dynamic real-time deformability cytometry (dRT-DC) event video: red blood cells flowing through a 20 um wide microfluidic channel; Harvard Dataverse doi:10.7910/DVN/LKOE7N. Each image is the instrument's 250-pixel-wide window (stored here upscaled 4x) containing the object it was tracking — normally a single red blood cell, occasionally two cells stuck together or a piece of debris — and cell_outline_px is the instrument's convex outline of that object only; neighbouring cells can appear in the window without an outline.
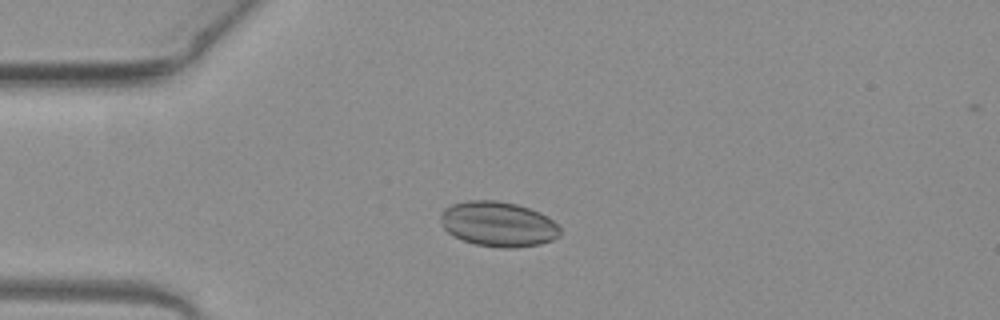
{"species": "common noctule bat (a hibernating species)", "species_latin": "Nyctalus noctula", "temperature_condition": "warm", "stored_images_in_passage": 50, "camera_frame_rate_fps": 3000, "um_per_image_px": 0.085, "animal": {"sex": "female", "body_mass_g": 19.3, "forearm_length_mm": 54.1}, "frame": {"image": 1, "passage_image": 12, "time_ms": 3.667, "image_size_px": [1000, 320], "cell_outline_px": [[560, 236], [552, 240], [540, 244], [516, 248], [500, 248], [476, 244], [452, 236], [444, 228], [440, 216], [440, 212], [444, 208], [452, 204], [468, 200], [496, 200], [516, 204], [540, 212], [548, 216], [560, 228]], "centroid_in_image_um": [42.35, 19.05], "position_along_channel_um": 42.7, "area_um2": 31.5}}
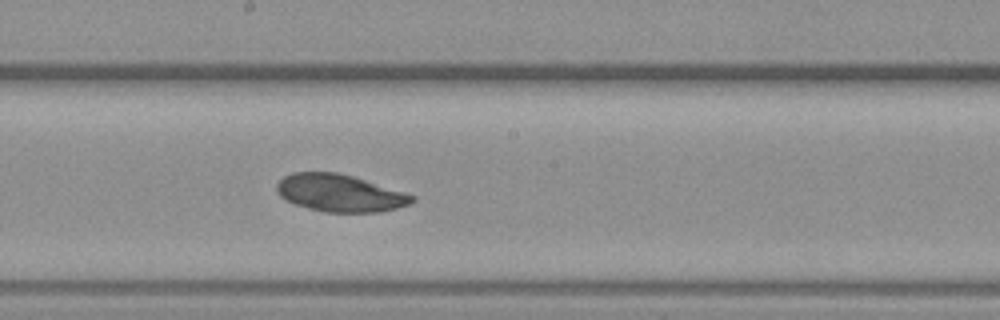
{"frame": {"image": 2, "passage_image": 27, "time_ms": 8.667, "image_size_px": [1000, 320], "cell_outline_px": [[416, 200], [408, 204], [396, 208], [380, 212], [324, 212], [308, 208], [296, 204], [280, 196], [276, 192], [276, 184], [284, 176], [292, 172], [336, 172], [352, 176], [404, 192], [416, 196]], "centroid_in_image_um": [28.87, 16.41], "position_along_channel_um": 219.3, "area_um2": 29.25}}
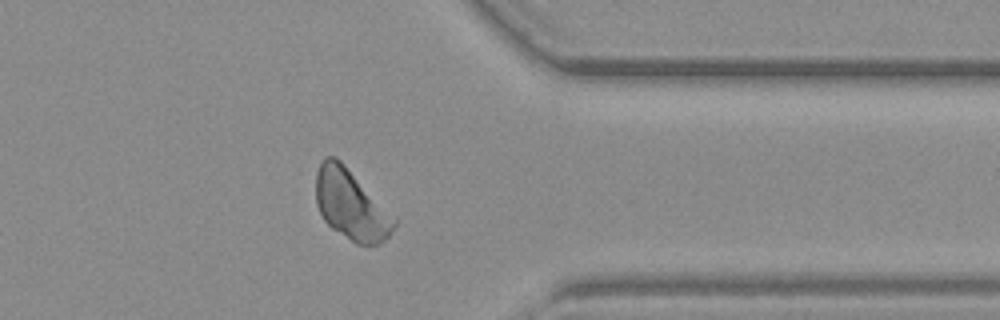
{"frame": {"image": 3, "passage_image": 40, "time_ms": 13.0, "image_size_px": [1000, 320], "cell_outline_px": [[396, 224], [392, 232], [380, 244], [356, 244], [332, 228], [324, 220], [316, 204], [316, 172], [324, 156], [336, 156], [344, 164], [396, 220]], "centroid_in_image_um": [29.79, 17.4], "position_along_channel_um": 381.6, "area_um2": 31.27}}